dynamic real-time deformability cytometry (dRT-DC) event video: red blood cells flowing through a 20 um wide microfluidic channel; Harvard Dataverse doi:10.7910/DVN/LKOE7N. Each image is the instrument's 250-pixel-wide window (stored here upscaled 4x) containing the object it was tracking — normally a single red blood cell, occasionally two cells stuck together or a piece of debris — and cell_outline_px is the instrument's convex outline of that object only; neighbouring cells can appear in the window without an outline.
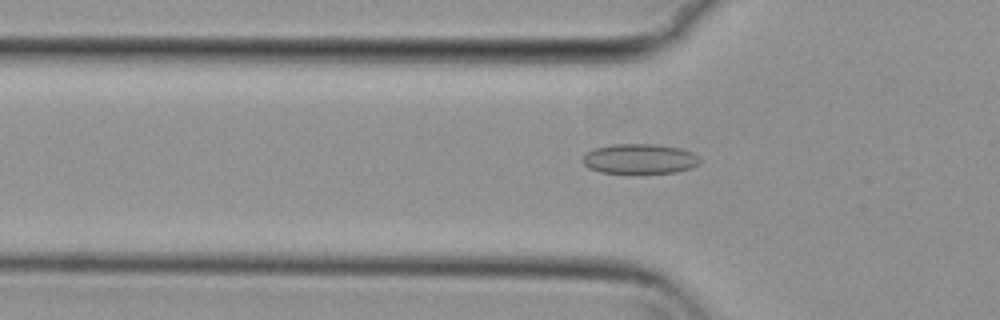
{"species": "common noctule bat (a hibernating species)", "species_latin": "Nyctalus noctula", "temperature_condition": "cold", "stored_images_in_passage": 49, "camera_frame_rate_fps": 3000, "um_per_image_px": 0.085, "animal": {"sex": "female", "body_mass_g": 29.2, "forearm_length_mm": 56.3}, "frame": {"image": 1, "passage_image": 18, "time_ms": 5.667, "image_size_px": [1000, 320], "cell_outline_px": [[700, 164], [692, 168], [676, 172], [600, 172], [588, 168], [580, 160], [592, 148], [612, 144], [656, 144], [680, 148], [692, 152], [700, 160]], "centroid_in_image_um": [54.36, 13.48], "position_along_channel_um": 71.4, "area_um2": 20.35}}
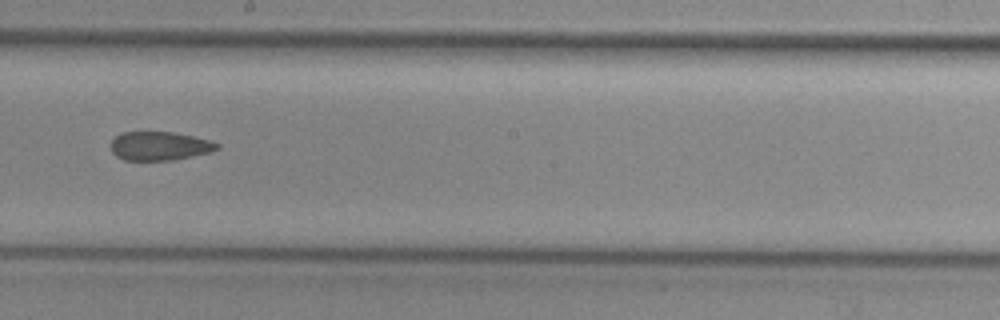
{"frame": {"image": 2, "passage_image": 31, "time_ms": 10.0, "image_size_px": [1000, 320], "cell_outline_px": [[220, 148], [212, 152], [172, 160], [124, 160], [116, 156], [112, 152], [108, 144], [120, 132], [172, 132], [192, 136], [208, 140], [220, 144]], "centroid_in_image_um": [13.53, 12.41], "position_along_channel_um": 234.7, "area_um2": 17.92}}
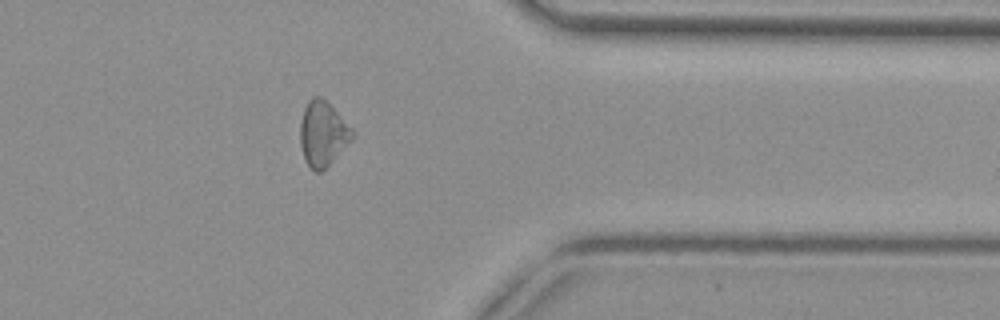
{"frame": {"image": 3, "passage_image": 44, "time_ms": 14.333, "image_size_px": [1000, 320], "cell_outline_px": [[356, 132], [352, 140], [320, 172], [316, 172], [304, 160], [300, 144], [300, 124], [304, 108], [308, 100], [312, 96], [320, 96], [332, 104]], "centroid_in_image_um": [27.45, 11.3], "position_along_channel_um": 383.9, "area_um2": 19.88}, "authors_computed_cell_mechanics": {"area_um2": 19.8832, "velocity_mm_per_s": 3.7591, "shape_relaxation_time_tau1_ms": null, "shape_relaxation_time_tau2_ms": 4.5679, "deformation_change_tau1": null, "deformation_change_tau2": 0.1043}}